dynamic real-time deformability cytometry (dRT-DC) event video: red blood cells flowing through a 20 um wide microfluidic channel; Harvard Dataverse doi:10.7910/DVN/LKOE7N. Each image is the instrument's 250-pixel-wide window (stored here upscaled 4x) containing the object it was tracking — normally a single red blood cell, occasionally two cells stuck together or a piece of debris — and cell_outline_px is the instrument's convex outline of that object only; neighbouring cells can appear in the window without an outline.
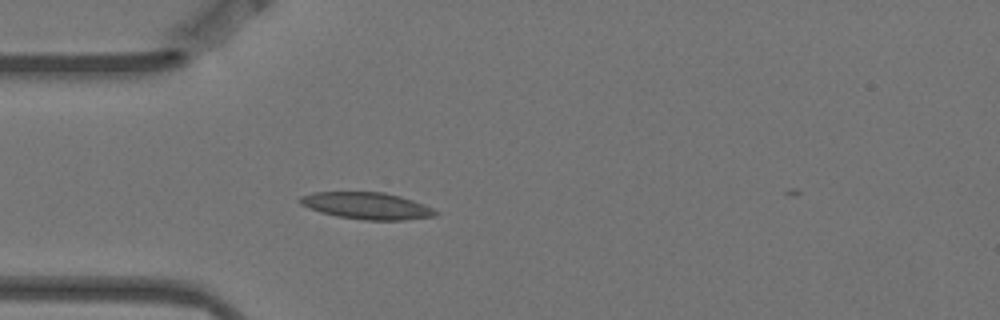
{"species": "Egyptian fruit bat (a non-hibernating species)", "species_latin": "Rousettus aegyptiacus", "temperature_condition": "warm", "stored_images_in_passage": 2, "camera_frame_rate_fps": 3000, "um_per_image_px": 0.085, "animal": {"sex": "female"}, "frame": {"image": 1, "passage_image": 1, "time_ms": 0.0, "image_size_px": [1000, 320], "cell_outline_px": [[440, 212], [436, 216], [404, 220], [364, 220], [336, 216], [320, 212], [308, 208], [300, 204], [296, 200], [300, 196], [312, 192], [384, 192], [400, 196], [424, 204]], "centroid_in_image_um": [31.15, 17.49], "position_along_channel_um": 53.8, "area_um2": 21.39}}